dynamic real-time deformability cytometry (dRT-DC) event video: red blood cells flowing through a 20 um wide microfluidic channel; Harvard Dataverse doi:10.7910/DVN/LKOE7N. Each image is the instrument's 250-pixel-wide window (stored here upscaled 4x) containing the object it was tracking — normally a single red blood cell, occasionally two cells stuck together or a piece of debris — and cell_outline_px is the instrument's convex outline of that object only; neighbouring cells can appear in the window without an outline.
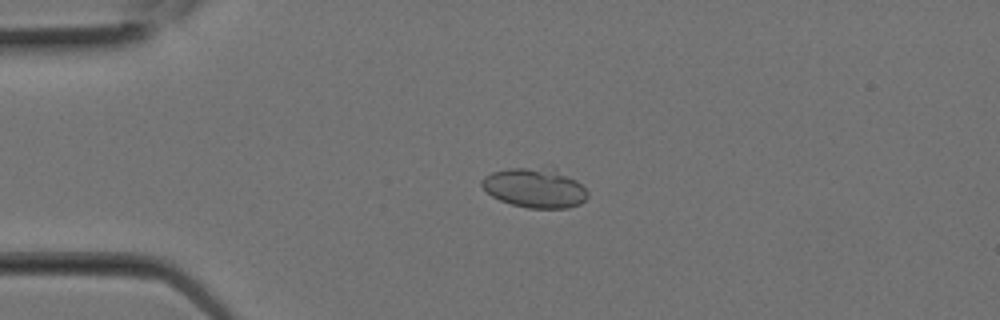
{"species": "Egyptian fruit bat (a non-hibernating species)", "species_latin": "Rousettus aegyptiacus", "temperature_condition": "room temperature", "stored_images_in_passage": 1, "camera_frame_rate_fps": 3000, "um_per_image_px": 0.085, "animal": {"sex": "female"}, "frame": {"image": 1, "passage_image": 1, "time_ms": 0.0, "image_size_px": [1000, 320], "cell_outline_px": [[588, 196], [580, 204], [568, 208], [528, 208], [512, 204], [500, 200], [492, 196], [480, 184], [480, 180], [484, 176], [492, 172], [508, 168], [552, 164], [576, 180], [588, 192]], "centroid_in_image_um": [45.48, 15.91], "position_along_channel_um": 39.5, "area_um2": 25.2}}